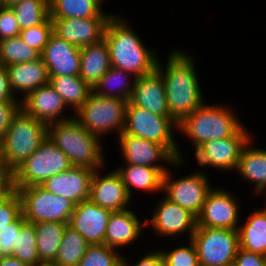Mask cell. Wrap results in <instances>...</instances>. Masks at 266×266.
Here are the masks:
<instances>
[{"mask_svg": "<svg viewBox=\"0 0 266 266\" xmlns=\"http://www.w3.org/2000/svg\"><path fill=\"white\" fill-rule=\"evenodd\" d=\"M27 221L22 214L0 232V257L12 256L21 227Z\"/></svg>", "mask_w": 266, "mask_h": 266, "instance_id": "obj_41", "label": "cell"}, {"mask_svg": "<svg viewBox=\"0 0 266 266\" xmlns=\"http://www.w3.org/2000/svg\"><path fill=\"white\" fill-rule=\"evenodd\" d=\"M160 66L157 63L156 69L163 77L169 116L178 124L204 103L195 67L181 50L173 51L165 71Z\"/></svg>", "mask_w": 266, "mask_h": 266, "instance_id": "obj_1", "label": "cell"}, {"mask_svg": "<svg viewBox=\"0 0 266 266\" xmlns=\"http://www.w3.org/2000/svg\"><path fill=\"white\" fill-rule=\"evenodd\" d=\"M116 171L120 174L127 193L131 198V187L149 192L162 190L163 177L167 169L127 164L126 167L122 168L121 166Z\"/></svg>", "mask_w": 266, "mask_h": 266, "instance_id": "obj_26", "label": "cell"}, {"mask_svg": "<svg viewBox=\"0 0 266 266\" xmlns=\"http://www.w3.org/2000/svg\"><path fill=\"white\" fill-rule=\"evenodd\" d=\"M95 170L71 167L46 179L41 186L50 193L69 199L75 205L89 199L91 179Z\"/></svg>", "mask_w": 266, "mask_h": 266, "instance_id": "obj_17", "label": "cell"}, {"mask_svg": "<svg viewBox=\"0 0 266 266\" xmlns=\"http://www.w3.org/2000/svg\"><path fill=\"white\" fill-rule=\"evenodd\" d=\"M18 101L0 102V142L2 143L14 115L20 110Z\"/></svg>", "mask_w": 266, "mask_h": 266, "instance_id": "obj_43", "label": "cell"}, {"mask_svg": "<svg viewBox=\"0 0 266 266\" xmlns=\"http://www.w3.org/2000/svg\"><path fill=\"white\" fill-rule=\"evenodd\" d=\"M13 94L8 77L6 66L0 65V102L2 101H17Z\"/></svg>", "mask_w": 266, "mask_h": 266, "instance_id": "obj_46", "label": "cell"}, {"mask_svg": "<svg viewBox=\"0 0 266 266\" xmlns=\"http://www.w3.org/2000/svg\"><path fill=\"white\" fill-rule=\"evenodd\" d=\"M12 92L23 91L26 97L31 91L49 83V74L44 61L17 63L6 66Z\"/></svg>", "mask_w": 266, "mask_h": 266, "instance_id": "obj_23", "label": "cell"}, {"mask_svg": "<svg viewBox=\"0 0 266 266\" xmlns=\"http://www.w3.org/2000/svg\"><path fill=\"white\" fill-rule=\"evenodd\" d=\"M39 58L40 53L22 41L20 36L10 37L0 41V65L8 66L35 61Z\"/></svg>", "mask_w": 266, "mask_h": 266, "instance_id": "obj_35", "label": "cell"}, {"mask_svg": "<svg viewBox=\"0 0 266 266\" xmlns=\"http://www.w3.org/2000/svg\"><path fill=\"white\" fill-rule=\"evenodd\" d=\"M124 22L122 17L112 14L104 29L111 66L132 73L136 78L151 73L159 59Z\"/></svg>", "mask_w": 266, "mask_h": 266, "instance_id": "obj_2", "label": "cell"}, {"mask_svg": "<svg viewBox=\"0 0 266 266\" xmlns=\"http://www.w3.org/2000/svg\"><path fill=\"white\" fill-rule=\"evenodd\" d=\"M0 266H29L13 256L1 257Z\"/></svg>", "mask_w": 266, "mask_h": 266, "instance_id": "obj_48", "label": "cell"}, {"mask_svg": "<svg viewBox=\"0 0 266 266\" xmlns=\"http://www.w3.org/2000/svg\"><path fill=\"white\" fill-rule=\"evenodd\" d=\"M90 244L69 225L66 226L54 266H77Z\"/></svg>", "mask_w": 266, "mask_h": 266, "instance_id": "obj_33", "label": "cell"}, {"mask_svg": "<svg viewBox=\"0 0 266 266\" xmlns=\"http://www.w3.org/2000/svg\"><path fill=\"white\" fill-rule=\"evenodd\" d=\"M49 84L76 112L86 101L92 88L80 76H49Z\"/></svg>", "mask_w": 266, "mask_h": 266, "instance_id": "obj_31", "label": "cell"}, {"mask_svg": "<svg viewBox=\"0 0 266 266\" xmlns=\"http://www.w3.org/2000/svg\"><path fill=\"white\" fill-rule=\"evenodd\" d=\"M40 58L49 76H79L81 67L80 47L65 41L54 32L45 45Z\"/></svg>", "mask_w": 266, "mask_h": 266, "instance_id": "obj_16", "label": "cell"}, {"mask_svg": "<svg viewBox=\"0 0 266 266\" xmlns=\"http://www.w3.org/2000/svg\"><path fill=\"white\" fill-rule=\"evenodd\" d=\"M128 101L119 98L102 97L91 92L83 105L76 111L75 119L95 136L124 131L126 106Z\"/></svg>", "mask_w": 266, "mask_h": 266, "instance_id": "obj_7", "label": "cell"}, {"mask_svg": "<svg viewBox=\"0 0 266 266\" xmlns=\"http://www.w3.org/2000/svg\"><path fill=\"white\" fill-rule=\"evenodd\" d=\"M12 256L29 266L42 265L37 250L36 231L33 223L26 222L21 227Z\"/></svg>", "mask_w": 266, "mask_h": 266, "instance_id": "obj_36", "label": "cell"}, {"mask_svg": "<svg viewBox=\"0 0 266 266\" xmlns=\"http://www.w3.org/2000/svg\"><path fill=\"white\" fill-rule=\"evenodd\" d=\"M248 134L242 127L233 136L203 143L195 151L198 164L223 168V170L236 169L241 151L252 140Z\"/></svg>", "mask_w": 266, "mask_h": 266, "instance_id": "obj_12", "label": "cell"}, {"mask_svg": "<svg viewBox=\"0 0 266 266\" xmlns=\"http://www.w3.org/2000/svg\"><path fill=\"white\" fill-rule=\"evenodd\" d=\"M233 266H266V255L239 247Z\"/></svg>", "mask_w": 266, "mask_h": 266, "instance_id": "obj_44", "label": "cell"}, {"mask_svg": "<svg viewBox=\"0 0 266 266\" xmlns=\"http://www.w3.org/2000/svg\"><path fill=\"white\" fill-rule=\"evenodd\" d=\"M102 0H49L51 19L111 17L101 11Z\"/></svg>", "mask_w": 266, "mask_h": 266, "instance_id": "obj_30", "label": "cell"}, {"mask_svg": "<svg viewBox=\"0 0 266 266\" xmlns=\"http://www.w3.org/2000/svg\"><path fill=\"white\" fill-rule=\"evenodd\" d=\"M40 266H54L53 264H42Z\"/></svg>", "mask_w": 266, "mask_h": 266, "instance_id": "obj_51", "label": "cell"}, {"mask_svg": "<svg viewBox=\"0 0 266 266\" xmlns=\"http://www.w3.org/2000/svg\"><path fill=\"white\" fill-rule=\"evenodd\" d=\"M238 209V202L231 193L211 189L197 216V226L238 230Z\"/></svg>", "mask_w": 266, "mask_h": 266, "instance_id": "obj_13", "label": "cell"}, {"mask_svg": "<svg viewBox=\"0 0 266 266\" xmlns=\"http://www.w3.org/2000/svg\"><path fill=\"white\" fill-rule=\"evenodd\" d=\"M36 231L37 250L42 264H53L57 258L64 230L68 223H33Z\"/></svg>", "mask_w": 266, "mask_h": 266, "instance_id": "obj_27", "label": "cell"}, {"mask_svg": "<svg viewBox=\"0 0 266 266\" xmlns=\"http://www.w3.org/2000/svg\"><path fill=\"white\" fill-rule=\"evenodd\" d=\"M129 102L152 113L169 116L163 77L157 69L136 78Z\"/></svg>", "mask_w": 266, "mask_h": 266, "instance_id": "obj_21", "label": "cell"}, {"mask_svg": "<svg viewBox=\"0 0 266 266\" xmlns=\"http://www.w3.org/2000/svg\"><path fill=\"white\" fill-rule=\"evenodd\" d=\"M21 214V199L16 190L0 197V232L7 225L13 223Z\"/></svg>", "mask_w": 266, "mask_h": 266, "instance_id": "obj_40", "label": "cell"}, {"mask_svg": "<svg viewBox=\"0 0 266 266\" xmlns=\"http://www.w3.org/2000/svg\"><path fill=\"white\" fill-rule=\"evenodd\" d=\"M119 143L126 164L164 168L161 165L158 166L153 163L161 159L170 164L172 163V165H175V163L179 165L183 162L177 159L165 146L140 137L125 134L124 132L119 135Z\"/></svg>", "mask_w": 266, "mask_h": 266, "instance_id": "obj_15", "label": "cell"}, {"mask_svg": "<svg viewBox=\"0 0 266 266\" xmlns=\"http://www.w3.org/2000/svg\"><path fill=\"white\" fill-rule=\"evenodd\" d=\"M16 15L10 6H0V41L20 35Z\"/></svg>", "mask_w": 266, "mask_h": 266, "instance_id": "obj_42", "label": "cell"}, {"mask_svg": "<svg viewBox=\"0 0 266 266\" xmlns=\"http://www.w3.org/2000/svg\"><path fill=\"white\" fill-rule=\"evenodd\" d=\"M2 148H1V142H0V162H2Z\"/></svg>", "mask_w": 266, "mask_h": 266, "instance_id": "obj_50", "label": "cell"}, {"mask_svg": "<svg viewBox=\"0 0 266 266\" xmlns=\"http://www.w3.org/2000/svg\"><path fill=\"white\" fill-rule=\"evenodd\" d=\"M233 113L228 107L203 104L183 118L177 129L194 142L196 150L207 141L235 135L243 126Z\"/></svg>", "mask_w": 266, "mask_h": 266, "instance_id": "obj_4", "label": "cell"}, {"mask_svg": "<svg viewBox=\"0 0 266 266\" xmlns=\"http://www.w3.org/2000/svg\"><path fill=\"white\" fill-rule=\"evenodd\" d=\"M249 143L241 151L236 169L243 178L256 183L255 189L260 193L266 188V150L249 148Z\"/></svg>", "mask_w": 266, "mask_h": 266, "instance_id": "obj_28", "label": "cell"}, {"mask_svg": "<svg viewBox=\"0 0 266 266\" xmlns=\"http://www.w3.org/2000/svg\"><path fill=\"white\" fill-rule=\"evenodd\" d=\"M80 78L91 88L111 67L108 45L105 39L80 47Z\"/></svg>", "mask_w": 266, "mask_h": 266, "instance_id": "obj_25", "label": "cell"}, {"mask_svg": "<svg viewBox=\"0 0 266 266\" xmlns=\"http://www.w3.org/2000/svg\"><path fill=\"white\" fill-rule=\"evenodd\" d=\"M189 246H180L170 252H161L164 266H200L194 243L189 240Z\"/></svg>", "mask_w": 266, "mask_h": 266, "instance_id": "obj_39", "label": "cell"}, {"mask_svg": "<svg viewBox=\"0 0 266 266\" xmlns=\"http://www.w3.org/2000/svg\"><path fill=\"white\" fill-rule=\"evenodd\" d=\"M121 266H129L127 260L122 259ZM134 266H164V259L161 251L152 252L151 254L145 255Z\"/></svg>", "mask_w": 266, "mask_h": 266, "instance_id": "obj_47", "label": "cell"}, {"mask_svg": "<svg viewBox=\"0 0 266 266\" xmlns=\"http://www.w3.org/2000/svg\"><path fill=\"white\" fill-rule=\"evenodd\" d=\"M141 221L128 209L114 211L109 217L104 244L111 248L123 247L141 235Z\"/></svg>", "mask_w": 266, "mask_h": 266, "instance_id": "obj_24", "label": "cell"}, {"mask_svg": "<svg viewBox=\"0 0 266 266\" xmlns=\"http://www.w3.org/2000/svg\"><path fill=\"white\" fill-rule=\"evenodd\" d=\"M126 74H128L129 76V74L131 75L132 73L111 66L92 88V92L102 97L119 98L121 100L129 101L132 95L134 81L136 80V77L133 76V83L131 86H128L129 84L126 80ZM115 88L118 90L117 93H115V90H113Z\"/></svg>", "mask_w": 266, "mask_h": 266, "instance_id": "obj_32", "label": "cell"}, {"mask_svg": "<svg viewBox=\"0 0 266 266\" xmlns=\"http://www.w3.org/2000/svg\"><path fill=\"white\" fill-rule=\"evenodd\" d=\"M71 167L68 156L47 137L13 172L14 187L41 185L49 177Z\"/></svg>", "mask_w": 266, "mask_h": 266, "instance_id": "obj_6", "label": "cell"}, {"mask_svg": "<svg viewBox=\"0 0 266 266\" xmlns=\"http://www.w3.org/2000/svg\"><path fill=\"white\" fill-rule=\"evenodd\" d=\"M20 103L21 108L27 114L47 125L55 121L71 119V117L64 118L62 116L61 113L67 105L49 83L31 91L26 97H23Z\"/></svg>", "mask_w": 266, "mask_h": 266, "instance_id": "obj_20", "label": "cell"}, {"mask_svg": "<svg viewBox=\"0 0 266 266\" xmlns=\"http://www.w3.org/2000/svg\"><path fill=\"white\" fill-rule=\"evenodd\" d=\"M112 211L98 206L90 199L75 205L68 225L90 244H104L106 227Z\"/></svg>", "mask_w": 266, "mask_h": 266, "instance_id": "obj_14", "label": "cell"}, {"mask_svg": "<svg viewBox=\"0 0 266 266\" xmlns=\"http://www.w3.org/2000/svg\"><path fill=\"white\" fill-rule=\"evenodd\" d=\"M47 137L68 156L73 167L102 168L100 138L87 131L75 117L48 124Z\"/></svg>", "mask_w": 266, "mask_h": 266, "instance_id": "obj_3", "label": "cell"}, {"mask_svg": "<svg viewBox=\"0 0 266 266\" xmlns=\"http://www.w3.org/2000/svg\"><path fill=\"white\" fill-rule=\"evenodd\" d=\"M191 241L200 266H233L239 248L238 230L196 226Z\"/></svg>", "mask_w": 266, "mask_h": 266, "instance_id": "obj_9", "label": "cell"}, {"mask_svg": "<svg viewBox=\"0 0 266 266\" xmlns=\"http://www.w3.org/2000/svg\"><path fill=\"white\" fill-rule=\"evenodd\" d=\"M172 127L176 128L177 123L170 116L152 113L138 106H133L128 101L123 132L159 143L165 146L177 159L183 160L172 137Z\"/></svg>", "mask_w": 266, "mask_h": 266, "instance_id": "obj_10", "label": "cell"}, {"mask_svg": "<svg viewBox=\"0 0 266 266\" xmlns=\"http://www.w3.org/2000/svg\"><path fill=\"white\" fill-rule=\"evenodd\" d=\"M209 185L203 173L198 172L173 181L170 172L167 171L163 177L162 190L166 191V198L197 217L203 208L208 192L212 189Z\"/></svg>", "mask_w": 266, "mask_h": 266, "instance_id": "obj_11", "label": "cell"}, {"mask_svg": "<svg viewBox=\"0 0 266 266\" xmlns=\"http://www.w3.org/2000/svg\"><path fill=\"white\" fill-rule=\"evenodd\" d=\"M47 138V124L22 108L14 115L1 143L2 160L14 172Z\"/></svg>", "mask_w": 266, "mask_h": 266, "instance_id": "obj_5", "label": "cell"}, {"mask_svg": "<svg viewBox=\"0 0 266 266\" xmlns=\"http://www.w3.org/2000/svg\"><path fill=\"white\" fill-rule=\"evenodd\" d=\"M159 203L153 218L146 219L143 225L152 223L154 230L165 236H175L188 230L190 240L197 226V217L166 197Z\"/></svg>", "mask_w": 266, "mask_h": 266, "instance_id": "obj_19", "label": "cell"}, {"mask_svg": "<svg viewBox=\"0 0 266 266\" xmlns=\"http://www.w3.org/2000/svg\"><path fill=\"white\" fill-rule=\"evenodd\" d=\"M10 7L21 30L43 24L50 18L49 0H20Z\"/></svg>", "mask_w": 266, "mask_h": 266, "instance_id": "obj_34", "label": "cell"}, {"mask_svg": "<svg viewBox=\"0 0 266 266\" xmlns=\"http://www.w3.org/2000/svg\"><path fill=\"white\" fill-rule=\"evenodd\" d=\"M239 247L266 255V208L256 211L238 227Z\"/></svg>", "mask_w": 266, "mask_h": 266, "instance_id": "obj_29", "label": "cell"}, {"mask_svg": "<svg viewBox=\"0 0 266 266\" xmlns=\"http://www.w3.org/2000/svg\"><path fill=\"white\" fill-rule=\"evenodd\" d=\"M106 244L89 245L77 266H121L122 256Z\"/></svg>", "mask_w": 266, "mask_h": 266, "instance_id": "obj_37", "label": "cell"}, {"mask_svg": "<svg viewBox=\"0 0 266 266\" xmlns=\"http://www.w3.org/2000/svg\"><path fill=\"white\" fill-rule=\"evenodd\" d=\"M13 171L2 161L0 162V197L14 191Z\"/></svg>", "mask_w": 266, "mask_h": 266, "instance_id": "obj_45", "label": "cell"}, {"mask_svg": "<svg viewBox=\"0 0 266 266\" xmlns=\"http://www.w3.org/2000/svg\"><path fill=\"white\" fill-rule=\"evenodd\" d=\"M52 33L53 22L49 18L43 24L22 29L19 36L28 46L34 48L41 54Z\"/></svg>", "mask_w": 266, "mask_h": 266, "instance_id": "obj_38", "label": "cell"}, {"mask_svg": "<svg viewBox=\"0 0 266 266\" xmlns=\"http://www.w3.org/2000/svg\"><path fill=\"white\" fill-rule=\"evenodd\" d=\"M21 199L22 216L29 223H69L75 204L56 196L41 185L14 187Z\"/></svg>", "mask_w": 266, "mask_h": 266, "instance_id": "obj_8", "label": "cell"}, {"mask_svg": "<svg viewBox=\"0 0 266 266\" xmlns=\"http://www.w3.org/2000/svg\"><path fill=\"white\" fill-rule=\"evenodd\" d=\"M110 17L52 19L53 32L78 47L94 44L103 39L104 29Z\"/></svg>", "mask_w": 266, "mask_h": 266, "instance_id": "obj_18", "label": "cell"}, {"mask_svg": "<svg viewBox=\"0 0 266 266\" xmlns=\"http://www.w3.org/2000/svg\"><path fill=\"white\" fill-rule=\"evenodd\" d=\"M95 170L90 185L89 199L112 212L127 209L130 197L120 174L115 170L104 177Z\"/></svg>", "mask_w": 266, "mask_h": 266, "instance_id": "obj_22", "label": "cell"}, {"mask_svg": "<svg viewBox=\"0 0 266 266\" xmlns=\"http://www.w3.org/2000/svg\"><path fill=\"white\" fill-rule=\"evenodd\" d=\"M20 0H0V6H11Z\"/></svg>", "mask_w": 266, "mask_h": 266, "instance_id": "obj_49", "label": "cell"}]
</instances>
